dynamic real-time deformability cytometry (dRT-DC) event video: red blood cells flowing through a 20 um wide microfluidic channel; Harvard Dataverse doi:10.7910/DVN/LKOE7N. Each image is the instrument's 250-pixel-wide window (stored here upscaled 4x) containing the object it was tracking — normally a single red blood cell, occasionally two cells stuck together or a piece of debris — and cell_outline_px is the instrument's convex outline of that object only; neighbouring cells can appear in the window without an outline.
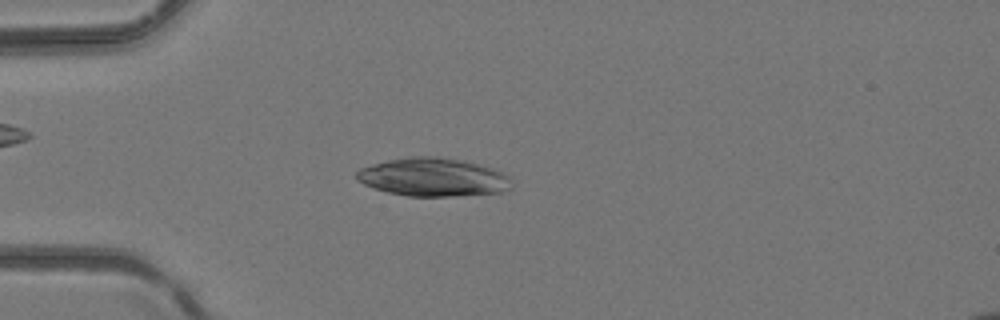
{"species": "common noctule bat (a hibernating species)", "species_latin": "Nyctalus noctula", "temperature_condition": "room temperature", "stored_images_in_passage": 3, "camera_frame_rate_fps": 3000, "um_per_image_px": 0.085, "animal": {"sex": "female", "body_mass_g": 24.6, "forearm_length_mm": 56.2}, "frame": {"image": 1, "passage_image": 3, "time_ms": 0.667, "image_size_px": [1000, 320], "cell_outline_px": [[512, 188], [500, 192], [456, 196], [408, 196], [388, 192], [364, 184], [356, 180], [356, 172], [360, 168], [372, 164], [388, 160], [408, 156], [436, 156], [464, 160], [480, 164], [504, 172], [512, 176]], "centroid_in_image_um": [36.86, 15.05], "position_along_channel_um": 48.1, "area_um2": 34.97}}